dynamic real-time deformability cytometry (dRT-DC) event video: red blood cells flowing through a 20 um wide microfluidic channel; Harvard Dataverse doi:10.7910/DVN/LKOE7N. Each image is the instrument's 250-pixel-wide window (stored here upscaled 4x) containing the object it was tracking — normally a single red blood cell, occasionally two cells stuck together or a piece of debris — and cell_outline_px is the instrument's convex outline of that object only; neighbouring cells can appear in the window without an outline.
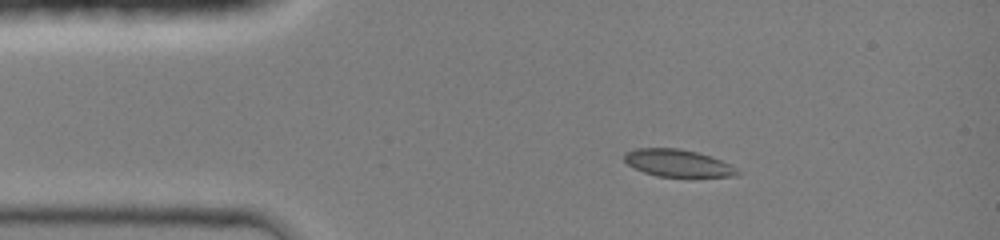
{"species": "common noctule bat (a hibernating species)", "species_latin": "Nyctalus noctula", "temperature_condition": "room temperature", "stored_images_in_passage": 38, "camera_frame_rate_fps": 3000, "um_per_image_px": 0.085, "animal": {"sex": "female", "body_mass_g": 19.0, "forearm_length_mm": 51.5}, "frame": {"image": 1, "passage_image": 1, "time_ms": 0.0, "image_size_px": [1000, 240], "cell_outline_px": [[740, 172], [736, 176], [656, 176], [644, 172], [628, 164], [624, 160], [624, 152], [636, 148], [680, 148], [712, 156], [732, 164]], "centroid_in_image_um": [57.62, 13.85], "position_along_channel_um": 27.4, "area_um2": 17.92}}
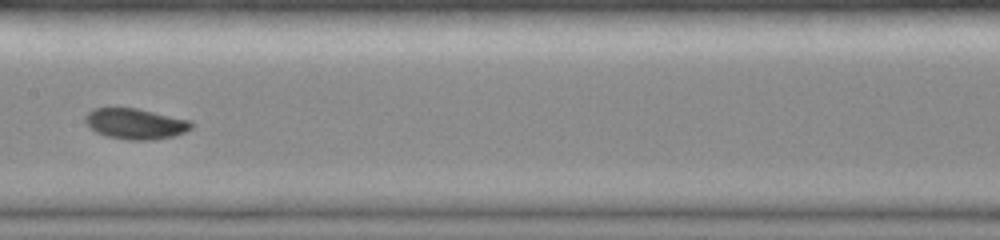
{"frame": {"image": 2, "passage_image": 16, "time_ms": 5.0, "image_size_px": [1000, 240], "cell_outline_px": [[192, 128], [184, 132], [172, 136], [152, 140], [128, 140], [104, 136], [88, 128], [84, 120], [84, 116], [92, 108], [136, 108], [192, 120]], "centroid_in_image_um": [11.47, 10.52], "position_along_channel_um": 195.9, "area_um2": 19.19}}
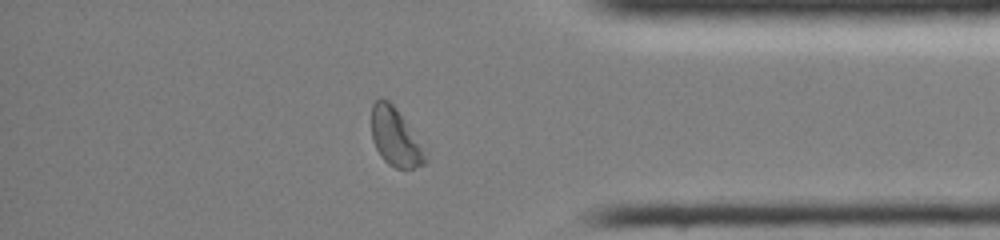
{"frame": {"image": 3, "passage_image": 31, "time_ms": 10.0, "image_size_px": [1000, 240], "cell_outline_px": [[428, 160], [424, 164], [412, 168], [396, 168], [388, 164], [380, 156], [372, 140], [372, 104], [380, 96], [388, 100], [396, 108], [404, 120]], "centroid_in_image_um": [33.53, 11.65], "position_along_channel_um": 401.7, "area_um2": 17.57}, "authors_computed_cell_mechanics": {"area_um2": 18.6694, "velocity_mm_per_s": 4.2821, "shape_relaxation_time_tau1_ms": 6.6313, "shape_relaxation_time_tau2_ms": null, "deformation_change_tau1": 0.1863, "deformation_change_tau2": null}}